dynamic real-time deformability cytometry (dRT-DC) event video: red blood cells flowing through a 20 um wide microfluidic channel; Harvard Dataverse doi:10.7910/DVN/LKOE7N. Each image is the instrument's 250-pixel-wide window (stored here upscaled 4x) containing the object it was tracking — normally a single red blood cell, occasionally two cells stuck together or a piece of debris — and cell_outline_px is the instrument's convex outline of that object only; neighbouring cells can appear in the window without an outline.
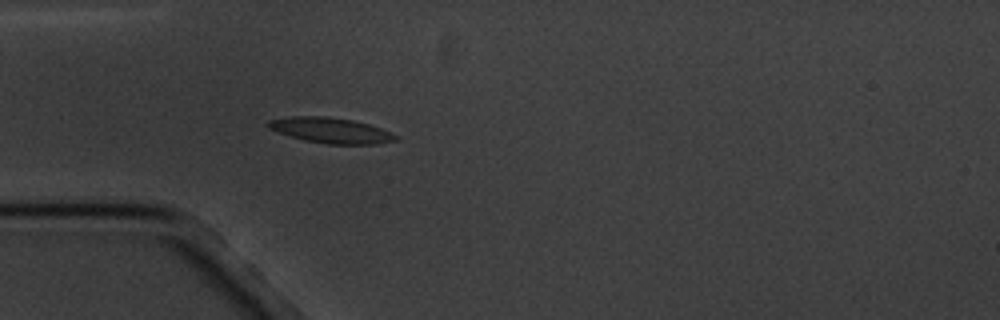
{"species": "common noctule bat (a hibernating species)", "species_latin": "Nyctalus noctula", "temperature_condition": "cold", "stored_images_in_passage": 5, "camera_frame_rate_fps": 3000, "um_per_image_px": 0.085, "animal": {"sex": "male", "body_mass_g": 20.1, "forearm_length_mm": 53.5}, "frame": {"image": 1, "passage_image": 5, "time_ms": 5.667, "image_size_px": [1000, 320], "cell_outline_px": [[400, 140], [376, 144], [328, 144], [304, 140], [276, 132], [268, 128], [264, 124], [268, 120], [292, 116], [324, 116], [352, 120], [368, 124], [392, 132], [400, 136]], "centroid_in_image_um": [28.12, 11.08], "position_along_channel_um": 56.9, "area_um2": 19.13}}